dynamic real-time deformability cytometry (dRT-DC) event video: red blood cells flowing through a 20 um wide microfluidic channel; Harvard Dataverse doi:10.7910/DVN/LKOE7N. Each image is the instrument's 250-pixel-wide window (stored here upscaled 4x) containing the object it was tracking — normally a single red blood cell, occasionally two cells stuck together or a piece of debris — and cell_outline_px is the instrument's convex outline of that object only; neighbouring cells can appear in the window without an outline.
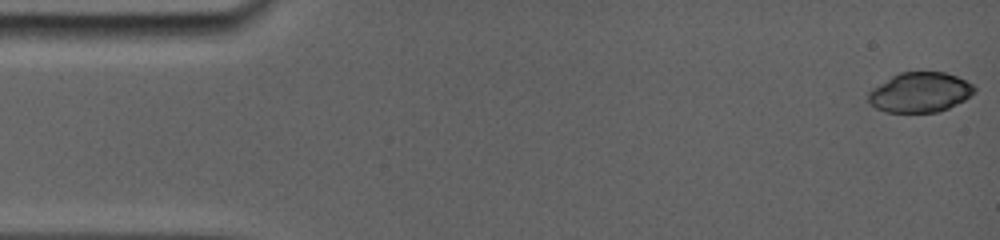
{"species": "common noctule bat (a hibernating species)", "species_latin": "Nyctalus noctula", "temperature_condition": "room temperature", "stored_images_in_passage": 19, "camera_frame_rate_fps": 5000, "um_per_image_px": 0.085, "animal": {"sex": "female", "body_mass_g": 19.0, "forearm_length_mm": 56.7}, "frame": {"image": 1, "passage_image": 1, "time_ms": 0.0, "image_size_px": [1000, 240], "cell_outline_px": [[976, 92], [964, 100], [948, 108], [936, 112], [888, 112], [876, 108], [868, 100], [868, 92], [872, 88], [892, 76], [900, 72], [944, 72], [956, 76], [972, 84], [976, 88]], "centroid_in_image_um": [78.2, 7.84], "position_along_channel_um": 6.8, "area_um2": 24.51}}
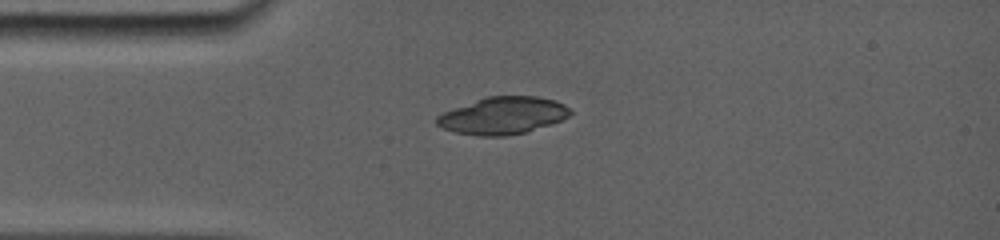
{"frame": {"image": 2, "passage_image": 17, "time_ms": 3.8, "image_size_px": [1000, 240], "cell_outline_px": [[572, 112], [568, 116], [560, 120], [524, 132], [492, 136], [456, 132], [444, 128], [436, 124], [436, 116], [444, 112], [484, 96], [536, 96], [556, 100], [564, 104]], "centroid_in_image_um": [42.73, 9.79], "position_along_channel_um": 42.3, "area_um2": 28.26}}